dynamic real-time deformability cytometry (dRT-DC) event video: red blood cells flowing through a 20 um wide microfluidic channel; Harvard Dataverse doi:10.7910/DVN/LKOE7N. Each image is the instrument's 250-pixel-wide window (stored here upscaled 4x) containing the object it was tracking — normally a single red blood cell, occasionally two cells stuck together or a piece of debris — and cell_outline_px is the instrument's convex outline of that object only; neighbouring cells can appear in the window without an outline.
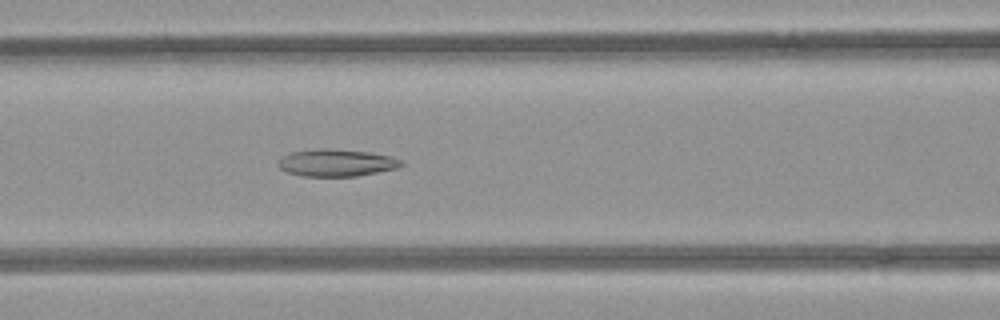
{"species": "common noctule bat (a hibernating species)", "species_latin": "Nyctalus noctula", "temperature_condition": "room temperature", "stored_images_in_passage": 40, "camera_frame_rate_fps": 3000, "um_per_image_px": 0.085, "animal": {"sex": "female", "body_mass_g": 21.9}, "frame": {"image": 1, "passage_image": 13, "time_ms": 4.0, "image_size_px": [1000, 320], "cell_outline_px": [[404, 164], [400, 168], [356, 176], [304, 176], [288, 172], [280, 168], [276, 164], [284, 156], [292, 152], [316, 148], [328, 148], [368, 152], [388, 156], [404, 160]], "centroid_in_image_um": [28.63, 13.83], "position_along_channel_um": 138.0, "area_um2": 19.48}}
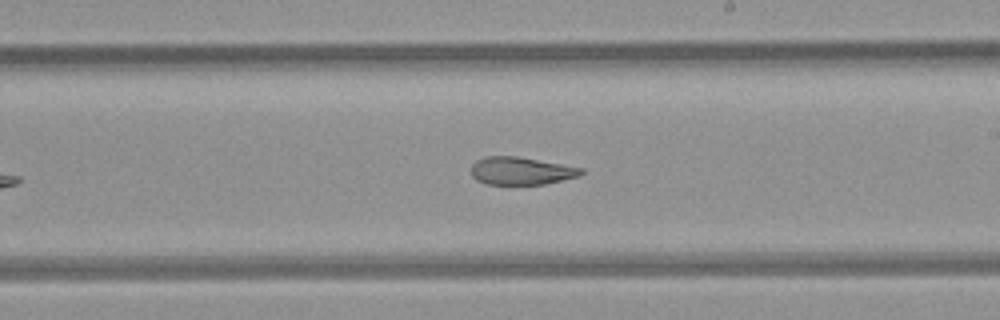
{"frame": {"image": 2, "passage_image": 21, "time_ms": 6.667, "image_size_px": [1000, 320], "cell_outline_px": [[584, 172], [580, 176], [544, 184], [488, 184], [476, 180], [472, 176], [472, 164], [476, 160], [484, 156], [516, 156], [584, 168]], "centroid_in_image_um": [44.29, 14.52], "position_along_channel_um": 244.7, "area_um2": 17.74}}
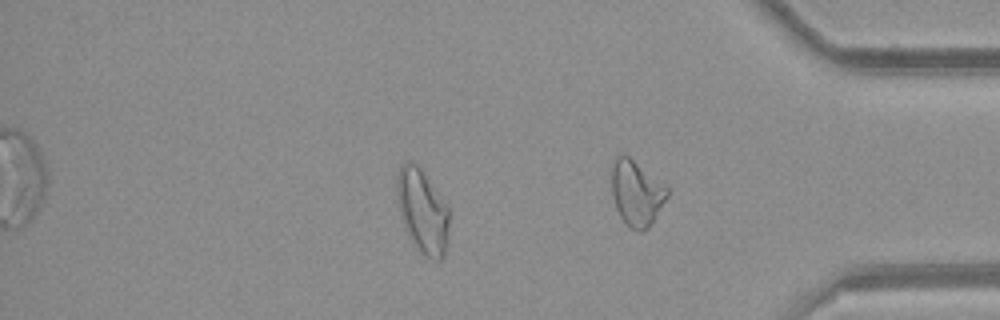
{"frame": {"image": 3, "passage_image": 32, "time_ms": 10.333, "image_size_px": [1000, 320], "cell_outline_px": [[448, 244], [444, 256], [440, 260], [432, 260], [420, 252], [412, 244], [404, 224], [400, 212], [396, 192], [396, 176], [400, 164], [404, 160], [412, 160], [420, 168], [448, 208]], "centroid_in_image_um": [35.89, 17.95], "position_along_channel_um": 399.3, "area_um2": 25.55}, "authors_computed_cell_mechanics": {"area_um2": 21.9062, "velocity_mm_per_s": 4.0064, "shape_relaxation_time_tau1_ms": null, "shape_relaxation_time_tau2_ms": 3.9866, "deformation_change_tau1": null, "deformation_change_tau2": 0.1148}}